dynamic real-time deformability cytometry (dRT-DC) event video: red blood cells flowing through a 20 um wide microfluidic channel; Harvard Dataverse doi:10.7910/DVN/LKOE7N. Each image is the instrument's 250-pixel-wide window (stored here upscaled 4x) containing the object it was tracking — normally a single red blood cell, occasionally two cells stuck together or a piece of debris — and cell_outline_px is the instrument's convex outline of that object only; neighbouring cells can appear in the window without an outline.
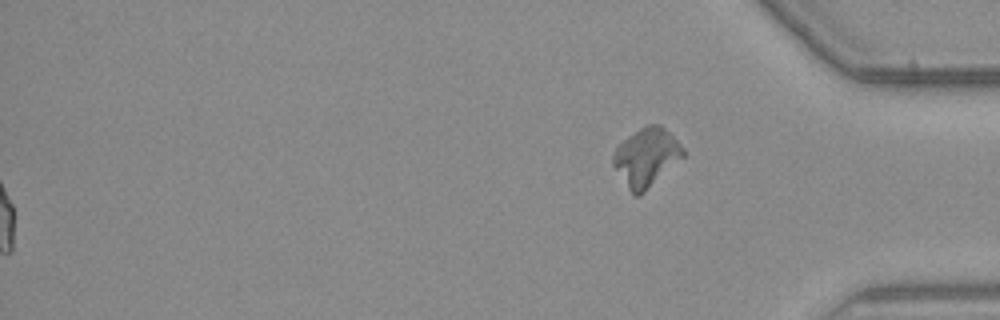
{"species": "common noctule bat (a hibernating species)", "species_latin": "Nyctalus noctula", "temperature_condition": "warm", "stored_images_in_passage": 53, "segment_of_instrument_passage": [2, 2], "camera_frame_rate_fps": 3000, "um_per_image_px": 0.085, "animal": {"sex": "male", "body_mass_g": 23.1, "forearm_length_mm": 52.7}, "frame": {"image": 1, "passage_image": 53, "time_ms": 17.333, "image_size_px": [1000, 320], "cell_outline_px": [[684, 156], [640, 196], [636, 196], [628, 188], [612, 164], [612, 152], [628, 136], [640, 128], [648, 124], [660, 124], [684, 148]], "centroid_in_image_um": [54.92, 13.36], "position_along_channel_um": 380.3, "area_um2": 23.35}}